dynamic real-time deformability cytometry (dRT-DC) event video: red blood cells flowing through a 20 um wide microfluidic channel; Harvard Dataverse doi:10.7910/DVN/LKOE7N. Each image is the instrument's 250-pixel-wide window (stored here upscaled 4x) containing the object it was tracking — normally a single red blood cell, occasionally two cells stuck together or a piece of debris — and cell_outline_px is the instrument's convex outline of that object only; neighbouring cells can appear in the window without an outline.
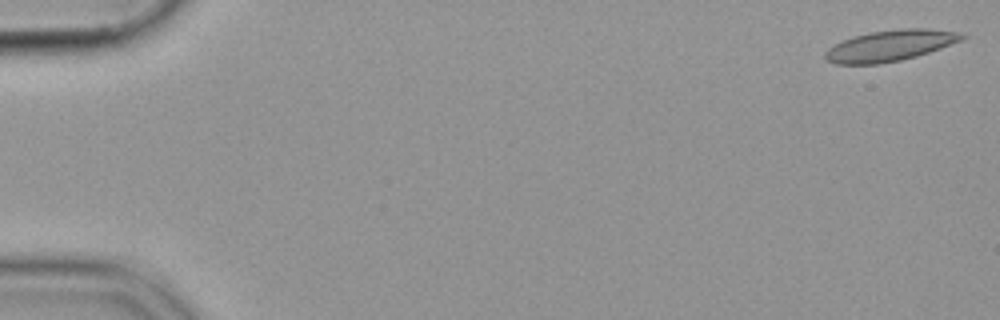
{"species": "common noctule bat (a hibernating species)", "species_latin": "Nyctalus noctula", "temperature_condition": "cold", "stored_images_in_passage": 13, "camera_frame_rate_fps": 3000, "um_per_image_px": 0.085, "animal": {"sex": "female", "body_mass_g": 19.9}, "frame": {"image": 1, "passage_image": 1, "time_ms": 0.0, "image_size_px": [1000, 320], "cell_outline_px": [[968, 36], [960, 40], [940, 48], [916, 56], [900, 60], [880, 64], [836, 64], [828, 60], [824, 56], [824, 52], [828, 48], [852, 36], [872, 32], [900, 28], [924, 28], [956, 32]], "centroid_in_image_um": [75.62, 3.88], "position_along_channel_um": 9.4, "area_um2": 24.39}}